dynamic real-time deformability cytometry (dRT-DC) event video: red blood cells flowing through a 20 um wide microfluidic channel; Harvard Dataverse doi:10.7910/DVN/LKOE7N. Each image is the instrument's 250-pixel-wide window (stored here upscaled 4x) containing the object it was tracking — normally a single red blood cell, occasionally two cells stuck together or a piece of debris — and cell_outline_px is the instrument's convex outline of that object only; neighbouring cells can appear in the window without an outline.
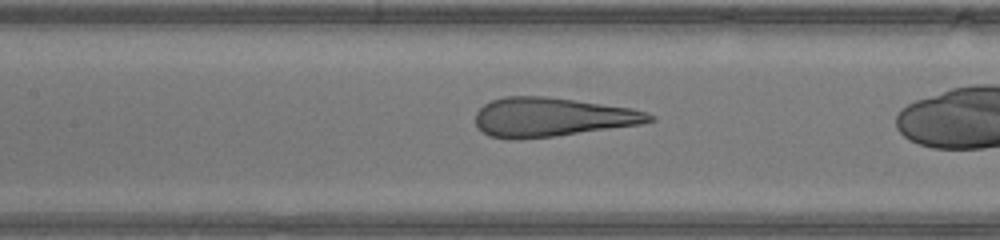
{"species": "human", "species_latin": "Homo sapiens", "temperature_condition": "warm", "stored_images_in_passage": 32, "camera_frame_rate_fps": 3000, "um_per_image_px": 0.085, "donor": {"sex": "male"}, "frame": {"image": 1, "passage_image": 17, "time_ms": 5.333, "image_size_px": [1000, 240], "cell_outline_px": [[656, 120], [640, 124], [556, 136], [516, 140], [508, 140], [488, 136], [476, 124], [476, 112], [484, 104], [492, 100], [504, 96], [544, 96], [632, 108], [648, 112], [656, 116]], "centroid_in_image_um": [46.91, 9.96], "position_along_channel_um": 160.5, "area_um2": 39.65}}
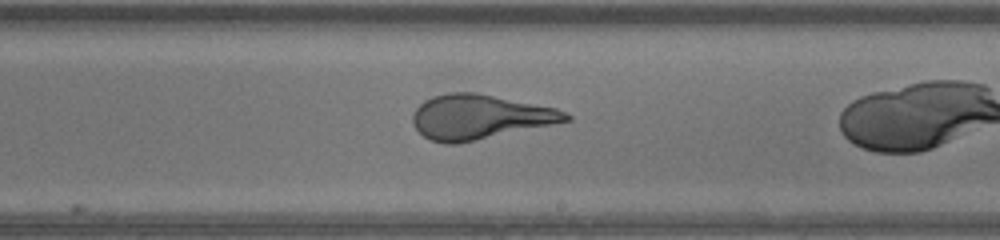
{"frame": {"image": 2, "passage_image": 23, "time_ms": 7.333, "image_size_px": [1000, 240], "cell_outline_px": [[572, 120], [460, 144], [444, 144], [432, 140], [424, 136], [412, 124], [412, 112], [424, 100], [432, 96], [448, 92], [476, 92], [556, 108], [572, 116]], "centroid_in_image_um": [40.74, 9.94], "position_along_channel_um": 248.3, "area_um2": 39.94}}
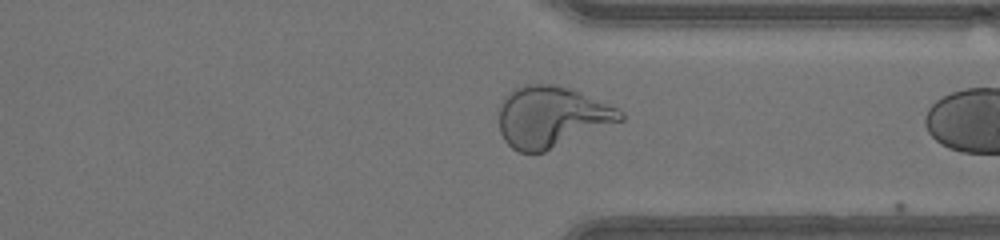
{"frame": {"image": 3, "passage_image": 31, "time_ms": 10.0, "image_size_px": [1000, 240], "cell_outline_px": [[624, 120], [544, 152], [520, 152], [512, 148], [504, 140], [500, 132], [500, 100], [512, 88], [528, 84], [552, 84], [568, 88], [580, 92], [616, 108], [624, 112]], "centroid_in_image_um": [46.85, 9.93], "position_along_channel_um": 364.5, "area_um2": 43.12}}